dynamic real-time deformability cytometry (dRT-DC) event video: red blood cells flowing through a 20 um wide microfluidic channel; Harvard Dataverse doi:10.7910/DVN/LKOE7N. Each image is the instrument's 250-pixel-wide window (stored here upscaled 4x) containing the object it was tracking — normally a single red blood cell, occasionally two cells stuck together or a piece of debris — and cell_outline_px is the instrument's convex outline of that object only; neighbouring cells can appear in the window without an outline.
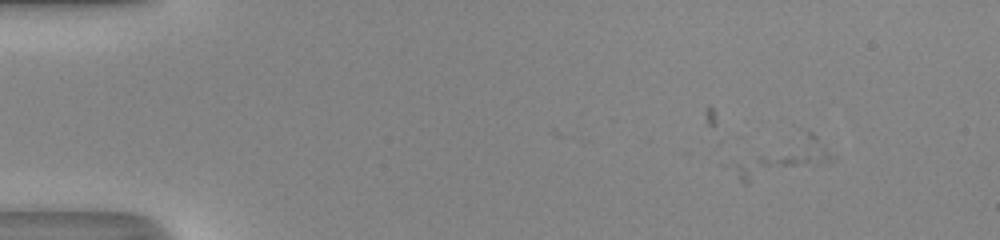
{"species": "human", "species_latin": "Homo sapiens", "temperature_condition": "room temperature", "stored_images_in_passage": 2, "camera_frame_rate_fps": 3000, "um_per_image_px": 0.085, "donor": {"sex": "male"}, "frame": {"image": 1, "passage_image": 1, "time_ms": 0.0, "image_size_px": [1000, 240], "cell_outline_px": [[836, 156], [828, 160], [748, 184], [744, 184], [740, 180], [736, 164], [792, 124], [812, 132]], "centroid_in_image_um": [66.6, 13.2], "position_along_channel_um": 18.4, "area_um2": 22.37}}